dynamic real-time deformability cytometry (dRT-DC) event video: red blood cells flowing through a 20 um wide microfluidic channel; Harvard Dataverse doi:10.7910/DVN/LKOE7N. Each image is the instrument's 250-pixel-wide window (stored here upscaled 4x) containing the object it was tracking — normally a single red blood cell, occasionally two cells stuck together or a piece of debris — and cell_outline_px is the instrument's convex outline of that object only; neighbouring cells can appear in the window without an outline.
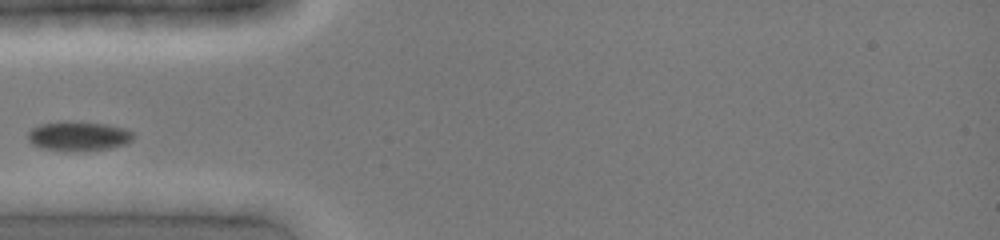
{"species": "common noctule bat (a hibernating species)", "species_latin": "Nyctalus noctula", "temperature_condition": "cold", "stored_images_in_passage": 11, "camera_frame_rate_fps": 3000, "um_per_image_px": 0.085, "animal": {"sex": "female", "body_mass_g": 19.0, "forearm_length_mm": 51.5}, "frame": {"image": 1, "passage_image": 1, "time_ms": 0.0, "image_size_px": [1000, 240], "cell_outline_px": [[132, 140], [124, 144], [108, 148], [44, 148], [32, 144], [28, 140], [28, 132], [32, 128], [40, 124], [64, 120], [80, 120], [108, 124], [124, 128], [132, 132]], "centroid_in_image_um": [6.66, 11.48], "position_along_channel_um": 78.3, "area_um2": 17.46}}